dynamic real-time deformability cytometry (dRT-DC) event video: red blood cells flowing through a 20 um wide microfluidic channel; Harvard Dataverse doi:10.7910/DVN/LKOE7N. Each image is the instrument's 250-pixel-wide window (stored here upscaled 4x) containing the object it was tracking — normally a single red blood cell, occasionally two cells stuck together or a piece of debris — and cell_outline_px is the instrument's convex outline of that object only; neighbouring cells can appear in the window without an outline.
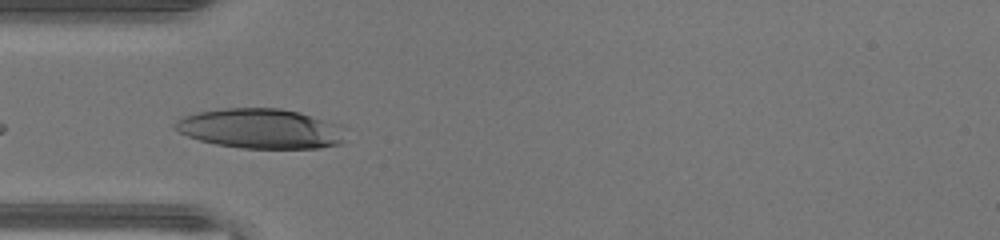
{"species": "human", "species_latin": "Homo sapiens", "temperature_condition": "warm", "stored_images_in_passage": 4, "camera_frame_rate_fps": 3000, "um_per_image_px": 0.085, "donor": {"sex": "male"}, "frame": {"image": 1, "passage_image": 2, "time_ms": 0.333, "image_size_px": [1000, 240], "cell_outline_px": [[348, 128], [344, 140], [340, 144], [320, 148], [240, 148], [216, 144], [200, 140], [188, 136], [172, 128], [176, 120], [184, 116], [196, 112], [224, 108], [280, 108], [300, 112]], "centroid_in_image_um": [22.17, 10.93], "position_along_channel_um": 62.8, "area_um2": 39.82}}